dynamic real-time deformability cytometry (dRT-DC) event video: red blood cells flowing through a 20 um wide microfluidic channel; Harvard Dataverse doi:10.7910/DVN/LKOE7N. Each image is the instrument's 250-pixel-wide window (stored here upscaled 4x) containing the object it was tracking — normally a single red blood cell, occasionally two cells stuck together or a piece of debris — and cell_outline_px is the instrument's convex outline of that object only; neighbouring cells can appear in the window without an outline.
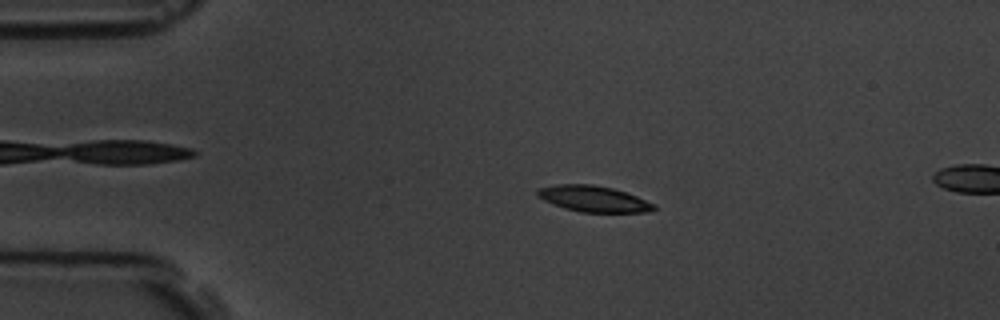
{"species": "common noctule bat (a hibernating species)", "species_latin": "Nyctalus noctula", "temperature_condition": "room temperature", "stored_images_in_passage": 5, "camera_frame_rate_fps": 3000, "um_per_image_px": 0.085, "animal": {"sex": "male", "body_mass_g": 19.5, "forearm_length_mm": 54.6}, "frame": {"image": 1, "passage_image": 3, "time_ms": 2.333, "image_size_px": [1000, 320], "cell_outline_px": [[656, 208], [648, 212], [580, 212], [564, 208], [544, 200], [536, 196], [536, 192], [540, 188], [556, 184], [592, 184], [612, 188], [636, 196], [656, 204]], "centroid_in_image_um": [50.44, 16.9], "position_along_channel_um": 34.6, "area_um2": 17.57}}